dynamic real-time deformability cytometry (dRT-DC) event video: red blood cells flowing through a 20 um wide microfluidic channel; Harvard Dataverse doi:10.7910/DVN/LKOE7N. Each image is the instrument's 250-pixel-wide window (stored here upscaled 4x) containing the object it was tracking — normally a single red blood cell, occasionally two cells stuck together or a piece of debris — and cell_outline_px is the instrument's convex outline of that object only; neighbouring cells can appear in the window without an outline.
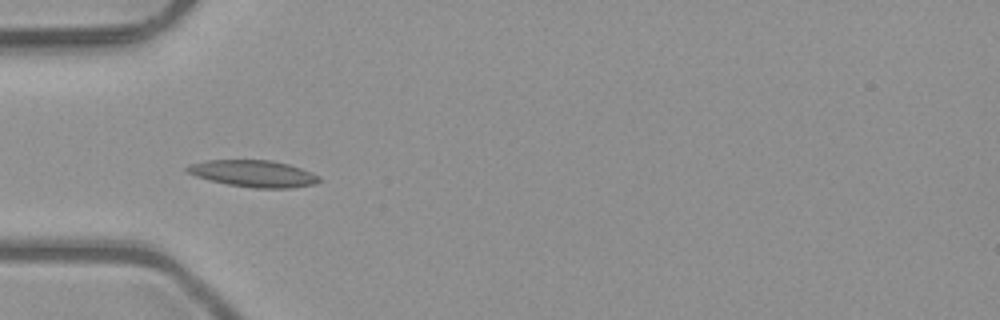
{"species": "common noctule bat (a hibernating species)", "species_latin": "Nyctalus noctula", "temperature_condition": "room temperature", "stored_images_in_passage": 8, "camera_frame_rate_fps": 3000, "um_per_image_px": 0.085, "animal": {"sex": "male", "body_mass_g": 23.1, "forearm_length_mm": 52.7}, "frame": {"image": 1, "passage_image": 5, "time_ms": 1.333, "image_size_px": [1000, 320], "cell_outline_px": [[320, 180], [316, 184], [292, 188], [252, 188], [228, 184], [208, 180], [196, 176], [188, 172], [184, 168], [188, 164], [204, 160], [272, 160], [288, 164], [312, 172], [320, 176]], "centroid_in_image_um": [21.54, 14.75], "position_along_channel_um": 63.5, "area_um2": 20.75}}
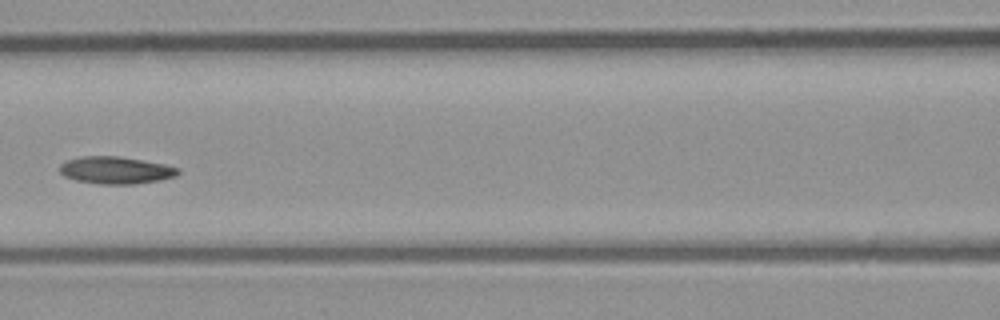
{"frame": {"image": 2, "passage_image": 7, "time_ms": 2.0, "image_size_px": [1000, 320], "cell_outline_px": [[180, 172], [176, 176], [160, 180], [132, 184], [100, 184], [76, 180], [64, 176], [60, 172], [60, 164], [64, 160], [80, 156], [116, 156], [164, 164], [180, 168]], "centroid_in_image_um": [9.81, 14.46], "position_along_channel_um": 156.8, "area_um2": 18.79}}
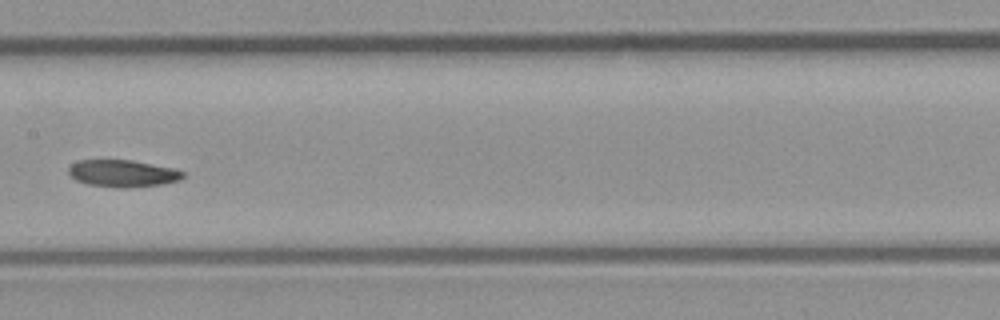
{"frame": {"image": 3, "passage_image": 8, "time_ms": 2.333, "image_size_px": [1000, 320], "cell_outline_px": [[184, 176], [180, 180], [164, 184], [128, 188], [124, 188], [88, 184], [76, 180], [68, 172], [68, 168], [76, 160], [132, 160], [172, 168], [184, 172]], "centroid_in_image_um": [10.44, 14.74], "position_along_channel_um": 197.0, "area_um2": 17.98}}